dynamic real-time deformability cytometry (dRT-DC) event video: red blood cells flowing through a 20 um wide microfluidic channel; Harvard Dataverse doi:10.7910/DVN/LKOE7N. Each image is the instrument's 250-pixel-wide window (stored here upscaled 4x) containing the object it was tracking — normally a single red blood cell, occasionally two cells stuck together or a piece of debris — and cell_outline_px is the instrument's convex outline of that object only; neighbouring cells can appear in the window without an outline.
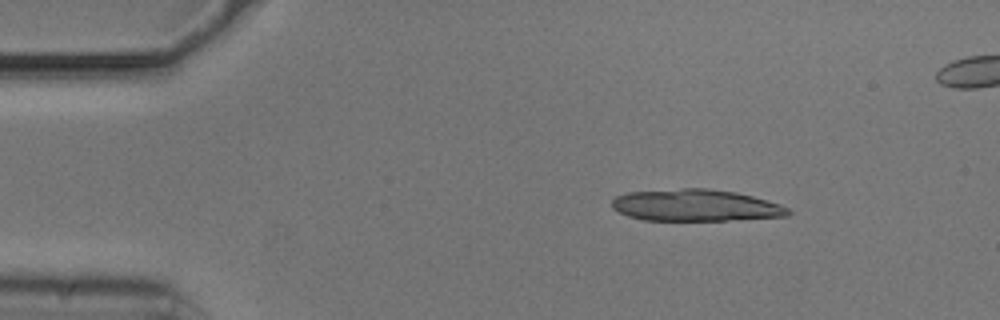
{"species": "common noctule bat (a hibernating species)", "species_latin": "Nyctalus noctula", "temperature_condition": "cold", "stored_images_in_passage": 26, "camera_frame_rate_fps": 3000, "um_per_image_px": 0.085, "animal": {"sex": "male", "body_mass_g": 20.5, "forearm_length_mm": 52.5}, "frame": {"image": 1, "passage_image": 1, "time_ms": 0.0, "image_size_px": [1000, 320], "cell_outline_px": [[792, 212], [788, 216], [728, 220], [644, 220], [628, 216], [612, 208], [612, 200], [616, 196], [628, 192], [684, 188], [708, 188], [736, 192], [768, 200], [780, 204], [788, 208]], "centroid_in_image_um": [59.14, 17.45], "position_along_channel_um": 25.9, "area_um2": 32.66}}